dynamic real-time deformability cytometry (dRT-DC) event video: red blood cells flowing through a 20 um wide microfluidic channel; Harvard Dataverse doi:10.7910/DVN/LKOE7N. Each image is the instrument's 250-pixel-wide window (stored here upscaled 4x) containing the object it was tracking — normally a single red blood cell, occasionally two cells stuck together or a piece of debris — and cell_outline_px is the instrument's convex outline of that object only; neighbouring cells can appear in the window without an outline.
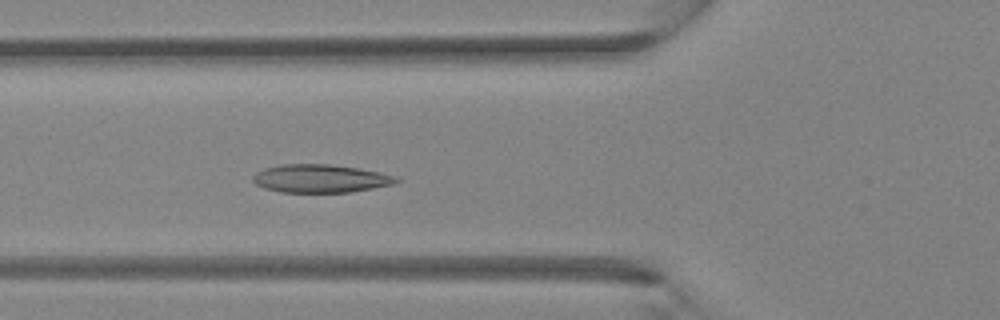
{"species": "Egyptian fruit bat (a non-hibernating species)", "species_latin": "Rousettus aegyptiacus", "temperature_condition": "room temperature", "stored_images_in_passage": 30, "camera_frame_rate_fps": 3000, "um_per_image_px": 0.085, "animal": {"sex": "female"}, "frame": {"image": 1, "passage_image": 5, "time_ms": 1.333, "image_size_px": [1000, 320], "cell_outline_px": [[400, 180], [392, 184], [372, 188], [348, 192], [280, 192], [264, 188], [256, 184], [252, 180], [252, 176], [256, 172], [264, 168], [280, 164], [328, 164], [360, 168], [380, 172], [396, 176]], "centroid_in_image_um": [27.2, 15.16], "position_along_channel_um": 98.6, "area_um2": 23.52}}
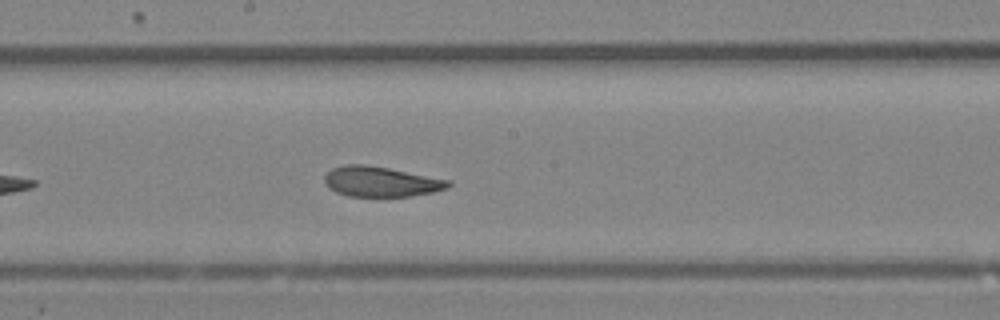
{"frame": {"image": 2, "passage_image": 12, "time_ms": 3.667, "image_size_px": [1000, 320], "cell_outline_px": [[452, 184], [448, 188], [432, 192], [408, 196], [348, 196], [336, 192], [328, 188], [324, 184], [324, 176], [332, 168], [344, 164], [364, 164], [388, 168], [452, 180]], "centroid_in_image_um": [32.36, 15.43], "position_along_channel_um": 215.8, "area_um2": 21.85}}
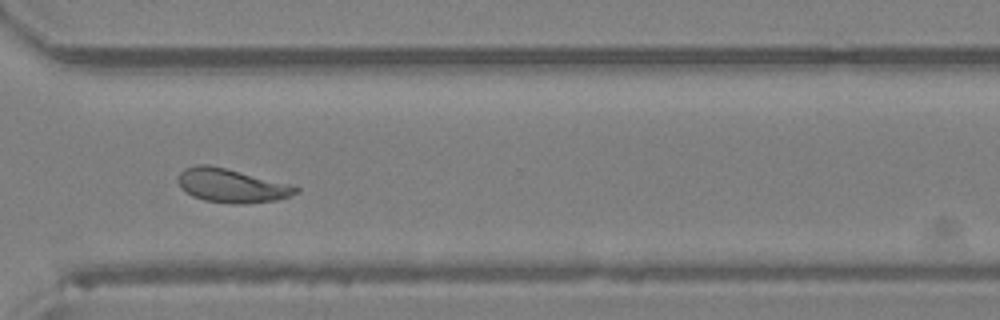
{"frame": {"image": 3, "passage_image": 20, "time_ms": 6.333, "image_size_px": [1000, 320], "cell_outline_px": [[300, 192], [276, 200], [244, 204], [232, 204], [204, 200], [192, 196], [180, 188], [176, 180], [180, 172], [184, 168], [196, 164], [208, 164], [292, 184], [300, 188]], "centroid_in_image_um": [19.66, 15.77], "position_along_channel_um": 350.9, "area_um2": 23.41}}